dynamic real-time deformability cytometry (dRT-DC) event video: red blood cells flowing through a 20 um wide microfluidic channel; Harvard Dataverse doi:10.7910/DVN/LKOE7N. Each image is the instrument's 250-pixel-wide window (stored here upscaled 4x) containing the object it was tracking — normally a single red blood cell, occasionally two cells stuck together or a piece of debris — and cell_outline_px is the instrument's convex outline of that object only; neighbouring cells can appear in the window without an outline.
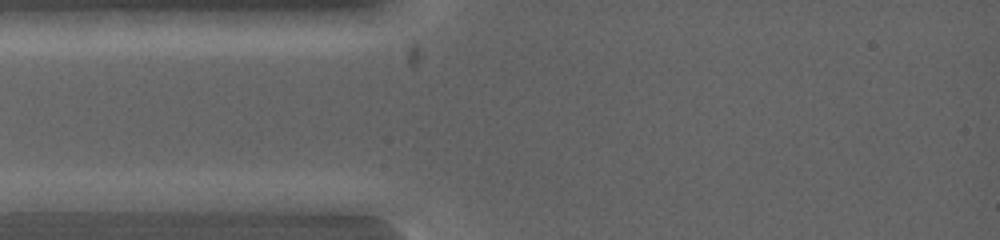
{"species": "common noctule bat (a hibernating species)", "species_latin": "Nyctalus noctula", "temperature_condition": "warm", "stored_images_in_passage": 5, "camera_frame_rate_fps": 5000, "um_per_image_px": 0.085, "animal": {"sex": "female", "body_mass_g": 19.0, "forearm_length_mm": 53.3}, "frame": {"image": 1, "passage_image": 2, "time_ms": 0.2, "image_size_px": [1000, 240], "cell_outline_px": [[124, 200], [112, 212], [40, 216], [16, 212], [12, 200], [48, 192], [124, 192]], "centroid_in_image_um": [5.84, 17.27], "position_along_channel_um": 79.2, "area_um2": 15.84}}